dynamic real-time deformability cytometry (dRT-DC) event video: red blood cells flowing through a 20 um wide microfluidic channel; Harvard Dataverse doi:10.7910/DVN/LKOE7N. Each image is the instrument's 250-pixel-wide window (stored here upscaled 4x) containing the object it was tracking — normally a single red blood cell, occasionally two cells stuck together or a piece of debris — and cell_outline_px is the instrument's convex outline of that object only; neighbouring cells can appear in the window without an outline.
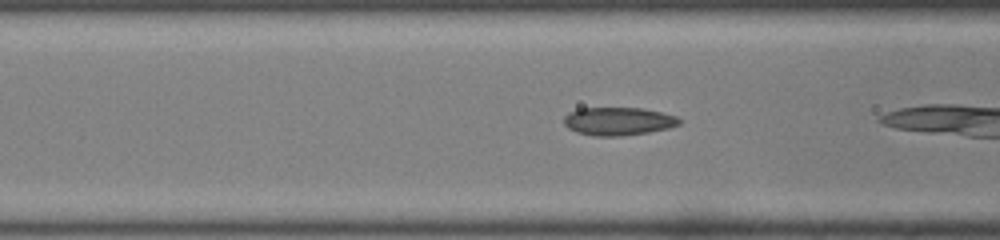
{"species": "common noctule bat (a hibernating species)", "species_latin": "Nyctalus noctula", "temperature_condition": "room temperature", "stored_images_in_passage": 12, "camera_frame_rate_fps": 3000, "um_per_image_px": 0.085, "animal": {"sex": "male", "body_mass_g": 19.0, "forearm_length_mm": 50.8}, "frame": {"image": 1, "passage_image": 4, "time_ms": 1.0, "image_size_px": [1000, 240], "cell_outline_px": [[680, 124], [668, 128], [648, 132], [620, 136], [592, 136], [576, 132], [568, 128], [564, 124], [564, 116], [568, 112], [580, 108], [644, 108], [676, 116], [680, 120]], "centroid_in_image_um": [52.51, 10.31], "position_along_channel_um": 114.1, "area_um2": 18.9}}